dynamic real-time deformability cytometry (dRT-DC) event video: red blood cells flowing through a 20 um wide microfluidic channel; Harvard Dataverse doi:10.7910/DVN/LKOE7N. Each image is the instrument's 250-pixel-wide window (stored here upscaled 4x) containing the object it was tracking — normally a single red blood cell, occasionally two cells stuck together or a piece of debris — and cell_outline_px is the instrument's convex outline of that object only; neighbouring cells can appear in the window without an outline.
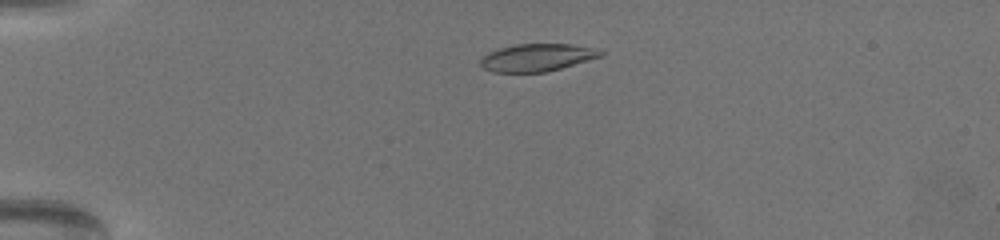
{"species": "common noctule bat (a hibernating species)", "species_latin": "Nyctalus noctula", "temperature_condition": "warm", "stored_images_in_passage": 60, "camera_frame_rate_fps": 3000, "um_per_image_px": 0.085, "animal": {"sex": "female", "body_mass_g": 19.5, "forearm_length_mm": 54.1}, "frame": {"image": 1, "passage_image": 12, "time_ms": 3.667, "image_size_px": [1000, 240], "cell_outline_px": [[604, 52], [600, 56], [560, 68], [544, 72], [492, 72], [484, 68], [480, 64], [480, 60], [488, 52], [500, 48], [516, 44], [568, 44], [600, 48]], "centroid_in_image_um": [45.64, 4.88], "position_along_channel_um": 39.4, "area_um2": 19.07}}
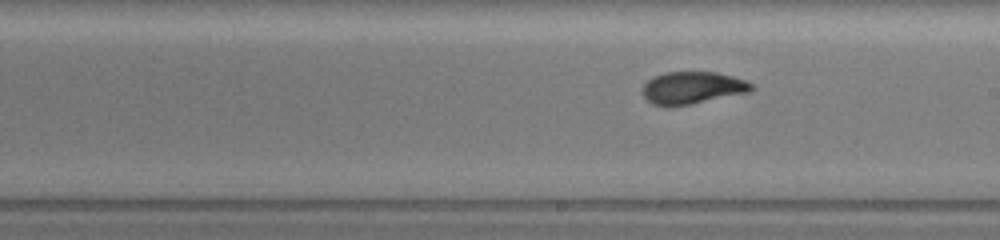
{"frame": {"image": 2, "passage_image": 34, "time_ms": 11.0, "image_size_px": [1000, 240], "cell_outline_px": [[756, 88], [748, 92], [672, 108], [664, 108], [652, 104], [644, 96], [644, 84], [652, 76], [664, 72], [716, 72], [732, 76], [744, 80], [752, 84]], "centroid_in_image_um": [58.82, 7.48], "position_along_channel_um": 230.2, "area_um2": 20.69}}
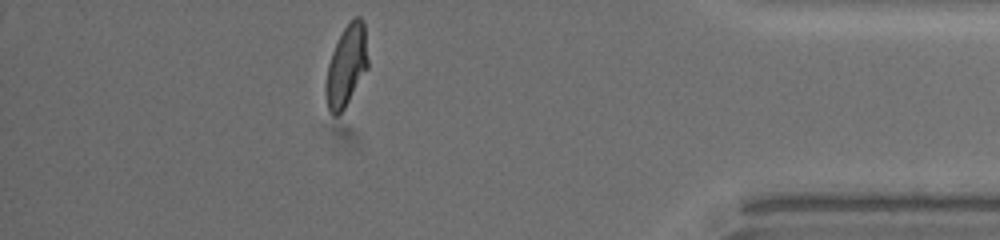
{"frame": {"image": 3, "passage_image": 53, "time_ms": 17.333, "image_size_px": [1000, 240], "cell_outline_px": [[368, 68], [344, 108], [336, 116], [332, 116], [328, 112], [324, 92], [324, 88], [328, 64], [332, 52], [344, 28], [352, 16], [360, 16], [364, 20], [368, 60]], "centroid_in_image_um": [29.43, 5.59], "position_along_channel_um": 405.8, "area_um2": 20.11}, "authors_computed_cell_mechanics": {"area_um2": 20.3167, "velocity_mm_per_s": 3.3236, "shape_relaxation_time_tau1_ms": 6.1417, "shape_relaxation_time_tau2_ms": 1.2967, "deformation_change_tau1": 0.2089, "deformation_change_tau2": 0.0572}}